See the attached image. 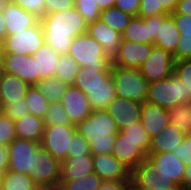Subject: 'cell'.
<instances>
[{"label":"cell","instance_id":"3957f363","mask_svg":"<svg viewBox=\"0 0 191 190\" xmlns=\"http://www.w3.org/2000/svg\"><path fill=\"white\" fill-rule=\"evenodd\" d=\"M147 102L165 109L189 103L184 82L174 73L169 77L148 84Z\"/></svg>","mask_w":191,"mask_h":190},{"label":"cell","instance_id":"8d00e7d4","mask_svg":"<svg viewBox=\"0 0 191 190\" xmlns=\"http://www.w3.org/2000/svg\"><path fill=\"white\" fill-rule=\"evenodd\" d=\"M102 182L96 173H92L78 179L59 181L58 186L63 190H97Z\"/></svg>","mask_w":191,"mask_h":190},{"label":"cell","instance_id":"8fae6325","mask_svg":"<svg viewBox=\"0 0 191 190\" xmlns=\"http://www.w3.org/2000/svg\"><path fill=\"white\" fill-rule=\"evenodd\" d=\"M0 72L16 75L30 86L38 83L36 61L33 55L1 53Z\"/></svg>","mask_w":191,"mask_h":190},{"label":"cell","instance_id":"484cf974","mask_svg":"<svg viewBox=\"0 0 191 190\" xmlns=\"http://www.w3.org/2000/svg\"><path fill=\"white\" fill-rule=\"evenodd\" d=\"M179 30L180 38L173 53L175 61L191 57V15L170 14Z\"/></svg>","mask_w":191,"mask_h":190},{"label":"cell","instance_id":"ee69618b","mask_svg":"<svg viewBox=\"0 0 191 190\" xmlns=\"http://www.w3.org/2000/svg\"><path fill=\"white\" fill-rule=\"evenodd\" d=\"M81 155H92L90 152V143L76 131L71 139V151L67 152V157H77Z\"/></svg>","mask_w":191,"mask_h":190},{"label":"cell","instance_id":"4fadbf2b","mask_svg":"<svg viewBox=\"0 0 191 190\" xmlns=\"http://www.w3.org/2000/svg\"><path fill=\"white\" fill-rule=\"evenodd\" d=\"M40 143L15 138L8 147V170L28 175L31 170L32 153L37 150Z\"/></svg>","mask_w":191,"mask_h":190},{"label":"cell","instance_id":"ab89813d","mask_svg":"<svg viewBox=\"0 0 191 190\" xmlns=\"http://www.w3.org/2000/svg\"><path fill=\"white\" fill-rule=\"evenodd\" d=\"M96 2L97 0L75 1V8L83 16L88 24L100 20L101 10Z\"/></svg>","mask_w":191,"mask_h":190},{"label":"cell","instance_id":"f546056e","mask_svg":"<svg viewBox=\"0 0 191 190\" xmlns=\"http://www.w3.org/2000/svg\"><path fill=\"white\" fill-rule=\"evenodd\" d=\"M85 94L90 101L93 111L105 110L116 97L115 83L112 76L102 85L88 88Z\"/></svg>","mask_w":191,"mask_h":190},{"label":"cell","instance_id":"681fc988","mask_svg":"<svg viewBox=\"0 0 191 190\" xmlns=\"http://www.w3.org/2000/svg\"><path fill=\"white\" fill-rule=\"evenodd\" d=\"M45 14L66 11L67 9L75 7L76 0H44Z\"/></svg>","mask_w":191,"mask_h":190},{"label":"cell","instance_id":"e7e4bbea","mask_svg":"<svg viewBox=\"0 0 191 190\" xmlns=\"http://www.w3.org/2000/svg\"><path fill=\"white\" fill-rule=\"evenodd\" d=\"M46 190H63V189L60 188L59 186H57V187H53V188H48Z\"/></svg>","mask_w":191,"mask_h":190},{"label":"cell","instance_id":"4dcf8cb0","mask_svg":"<svg viewBox=\"0 0 191 190\" xmlns=\"http://www.w3.org/2000/svg\"><path fill=\"white\" fill-rule=\"evenodd\" d=\"M121 36L122 40L153 44L154 41L150 37L149 17L133 16Z\"/></svg>","mask_w":191,"mask_h":190},{"label":"cell","instance_id":"7402d4cb","mask_svg":"<svg viewBox=\"0 0 191 190\" xmlns=\"http://www.w3.org/2000/svg\"><path fill=\"white\" fill-rule=\"evenodd\" d=\"M6 24L7 35H13L17 32L26 30L35 26L40 19L34 14L25 11L20 6L10 2L3 11Z\"/></svg>","mask_w":191,"mask_h":190},{"label":"cell","instance_id":"bcb514c9","mask_svg":"<svg viewBox=\"0 0 191 190\" xmlns=\"http://www.w3.org/2000/svg\"><path fill=\"white\" fill-rule=\"evenodd\" d=\"M11 2L20 6L25 11L34 14L39 19L45 15L44 0H11Z\"/></svg>","mask_w":191,"mask_h":190},{"label":"cell","instance_id":"003e7915","mask_svg":"<svg viewBox=\"0 0 191 190\" xmlns=\"http://www.w3.org/2000/svg\"><path fill=\"white\" fill-rule=\"evenodd\" d=\"M0 61H1V45H0Z\"/></svg>","mask_w":191,"mask_h":190},{"label":"cell","instance_id":"44dd1931","mask_svg":"<svg viewBox=\"0 0 191 190\" xmlns=\"http://www.w3.org/2000/svg\"><path fill=\"white\" fill-rule=\"evenodd\" d=\"M30 85L16 75L0 72V111L11 103L20 102Z\"/></svg>","mask_w":191,"mask_h":190},{"label":"cell","instance_id":"be15d7a7","mask_svg":"<svg viewBox=\"0 0 191 190\" xmlns=\"http://www.w3.org/2000/svg\"><path fill=\"white\" fill-rule=\"evenodd\" d=\"M187 121L190 122V124H189V133L188 134H191V111L189 113V117L187 118Z\"/></svg>","mask_w":191,"mask_h":190},{"label":"cell","instance_id":"c3c4849f","mask_svg":"<svg viewBox=\"0 0 191 190\" xmlns=\"http://www.w3.org/2000/svg\"><path fill=\"white\" fill-rule=\"evenodd\" d=\"M127 138L134 141H151L147 131L143 128L141 122L133 123L131 126H127L122 130Z\"/></svg>","mask_w":191,"mask_h":190},{"label":"cell","instance_id":"d590c367","mask_svg":"<svg viewBox=\"0 0 191 190\" xmlns=\"http://www.w3.org/2000/svg\"><path fill=\"white\" fill-rule=\"evenodd\" d=\"M25 101L28 105L30 114H33L34 116L41 119L44 118L50 103L35 85H32L28 88Z\"/></svg>","mask_w":191,"mask_h":190},{"label":"cell","instance_id":"8992f818","mask_svg":"<svg viewBox=\"0 0 191 190\" xmlns=\"http://www.w3.org/2000/svg\"><path fill=\"white\" fill-rule=\"evenodd\" d=\"M60 170L61 162L41 145L32 153L31 170L28 175L41 190L59 185Z\"/></svg>","mask_w":191,"mask_h":190},{"label":"cell","instance_id":"03108f58","mask_svg":"<svg viewBox=\"0 0 191 190\" xmlns=\"http://www.w3.org/2000/svg\"><path fill=\"white\" fill-rule=\"evenodd\" d=\"M0 190H2V187H1V176H0Z\"/></svg>","mask_w":191,"mask_h":190},{"label":"cell","instance_id":"4316f807","mask_svg":"<svg viewBox=\"0 0 191 190\" xmlns=\"http://www.w3.org/2000/svg\"><path fill=\"white\" fill-rule=\"evenodd\" d=\"M14 126L17 138L41 142L45 130L43 119L29 113L15 121Z\"/></svg>","mask_w":191,"mask_h":190},{"label":"cell","instance_id":"1f68e13d","mask_svg":"<svg viewBox=\"0 0 191 190\" xmlns=\"http://www.w3.org/2000/svg\"><path fill=\"white\" fill-rule=\"evenodd\" d=\"M2 190H41L29 175L7 170L1 176Z\"/></svg>","mask_w":191,"mask_h":190},{"label":"cell","instance_id":"74e56055","mask_svg":"<svg viewBox=\"0 0 191 190\" xmlns=\"http://www.w3.org/2000/svg\"><path fill=\"white\" fill-rule=\"evenodd\" d=\"M43 121L45 126L72 124L61 101L49 104Z\"/></svg>","mask_w":191,"mask_h":190},{"label":"cell","instance_id":"d6986e66","mask_svg":"<svg viewBox=\"0 0 191 190\" xmlns=\"http://www.w3.org/2000/svg\"><path fill=\"white\" fill-rule=\"evenodd\" d=\"M87 33L103 47L104 54L112 61L121 44V34L101 20L88 24Z\"/></svg>","mask_w":191,"mask_h":190},{"label":"cell","instance_id":"52a82bcc","mask_svg":"<svg viewBox=\"0 0 191 190\" xmlns=\"http://www.w3.org/2000/svg\"><path fill=\"white\" fill-rule=\"evenodd\" d=\"M45 44L44 30L41 21L35 26L7 35L1 44V53H15L21 55H33Z\"/></svg>","mask_w":191,"mask_h":190},{"label":"cell","instance_id":"6125c7cd","mask_svg":"<svg viewBox=\"0 0 191 190\" xmlns=\"http://www.w3.org/2000/svg\"><path fill=\"white\" fill-rule=\"evenodd\" d=\"M162 190H185L182 186H172L169 189H162Z\"/></svg>","mask_w":191,"mask_h":190},{"label":"cell","instance_id":"5b68a950","mask_svg":"<svg viewBox=\"0 0 191 190\" xmlns=\"http://www.w3.org/2000/svg\"><path fill=\"white\" fill-rule=\"evenodd\" d=\"M68 54L80 67L111 68L103 47L87 32L73 38Z\"/></svg>","mask_w":191,"mask_h":190},{"label":"cell","instance_id":"9c48e42d","mask_svg":"<svg viewBox=\"0 0 191 190\" xmlns=\"http://www.w3.org/2000/svg\"><path fill=\"white\" fill-rule=\"evenodd\" d=\"M151 141H134L123 131L116 134L112 154L133 171L144 159L148 158Z\"/></svg>","mask_w":191,"mask_h":190},{"label":"cell","instance_id":"30bf717a","mask_svg":"<svg viewBox=\"0 0 191 190\" xmlns=\"http://www.w3.org/2000/svg\"><path fill=\"white\" fill-rule=\"evenodd\" d=\"M175 59L172 53L153 46L149 58L138 68L148 83L163 80L174 73Z\"/></svg>","mask_w":191,"mask_h":190},{"label":"cell","instance_id":"5bb4252c","mask_svg":"<svg viewBox=\"0 0 191 190\" xmlns=\"http://www.w3.org/2000/svg\"><path fill=\"white\" fill-rule=\"evenodd\" d=\"M153 44L122 40L113 65L125 68H139L151 55Z\"/></svg>","mask_w":191,"mask_h":190},{"label":"cell","instance_id":"9f6ffc18","mask_svg":"<svg viewBox=\"0 0 191 190\" xmlns=\"http://www.w3.org/2000/svg\"><path fill=\"white\" fill-rule=\"evenodd\" d=\"M179 0H159L164 9L169 13H173Z\"/></svg>","mask_w":191,"mask_h":190},{"label":"cell","instance_id":"d4e9b609","mask_svg":"<svg viewBox=\"0 0 191 190\" xmlns=\"http://www.w3.org/2000/svg\"><path fill=\"white\" fill-rule=\"evenodd\" d=\"M185 136L186 133L169 124L160 134L151 138L149 154L175 152Z\"/></svg>","mask_w":191,"mask_h":190},{"label":"cell","instance_id":"a7ac6f4b","mask_svg":"<svg viewBox=\"0 0 191 190\" xmlns=\"http://www.w3.org/2000/svg\"><path fill=\"white\" fill-rule=\"evenodd\" d=\"M128 190H135L132 186Z\"/></svg>","mask_w":191,"mask_h":190},{"label":"cell","instance_id":"f35d334b","mask_svg":"<svg viewBox=\"0 0 191 190\" xmlns=\"http://www.w3.org/2000/svg\"><path fill=\"white\" fill-rule=\"evenodd\" d=\"M191 111V104L187 103L181 106H175L167 109L170 124H173L184 133H189V124L187 121Z\"/></svg>","mask_w":191,"mask_h":190},{"label":"cell","instance_id":"603a6c76","mask_svg":"<svg viewBox=\"0 0 191 190\" xmlns=\"http://www.w3.org/2000/svg\"><path fill=\"white\" fill-rule=\"evenodd\" d=\"M180 36L179 30L170 14L159 15V29L153 45L173 54Z\"/></svg>","mask_w":191,"mask_h":190},{"label":"cell","instance_id":"60d3db41","mask_svg":"<svg viewBox=\"0 0 191 190\" xmlns=\"http://www.w3.org/2000/svg\"><path fill=\"white\" fill-rule=\"evenodd\" d=\"M174 74L184 82L186 92L189 94V104H191V60L181 59L175 61Z\"/></svg>","mask_w":191,"mask_h":190},{"label":"cell","instance_id":"f1b7e54d","mask_svg":"<svg viewBox=\"0 0 191 190\" xmlns=\"http://www.w3.org/2000/svg\"><path fill=\"white\" fill-rule=\"evenodd\" d=\"M111 77V68L80 67L73 85L84 93L88 88L102 85Z\"/></svg>","mask_w":191,"mask_h":190},{"label":"cell","instance_id":"e575fe53","mask_svg":"<svg viewBox=\"0 0 191 190\" xmlns=\"http://www.w3.org/2000/svg\"><path fill=\"white\" fill-rule=\"evenodd\" d=\"M80 66L69 54H61L56 65L54 77L62 82L73 85Z\"/></svg>","mask_w":191,"mask_h":190},{"label":"cell","instance_id":"f5cc1de1","mask_svg":"<svg viewBox=\"0 0 191 190\" xmlns=\"http://www.w3.org/2000/svg\"><path fill=\"white\" fill-rule=\"evenodd\" d=\"M8 147L0 145V176L8 170Z\"/></svg>","mask_w":191,"mask_h":190},{"label":"cell","instance_id":"db71d44e","mask_svg":"<svg viewBox=\"0 0 191 190\" xmlns=\"http://www.w3.org/2000/svg\"><path fill=\"white\" fill-rule=\"evenodd\" d=\"M171 14L191 15V0H179Z\"/></svg>","mask_w":191,"mask_h":190},{"label":"cell","instance_id":"94428289","mask_svg":"<svg viewBox=\"0 0 191 190\" xmlns=\"http://www.w3.org/2000/svg\"><path fill=\"white\" fill-rule=\"evenodd\" d=\"M10 2L11 0H0V11L3 12Z\"/></svg>","mask_w":191,"mask_h":190},{"label":"cell","instance_id":"83f0119b","mask_svg":"<svg viewBox=\"0 0 191 190\" xmlns=\"http://www.w3.org/2000/svg\"><path fill=\"white\" fill-rule=\"evenodd\" d=\"M36 61L38 82L43 79L54 77L56 65L60 54L55 52L48 44L41 46L34 54Z\"/></svg>","mask_w":191,"mask_h":190},{"label":"cell","instance_id":"680465c9","mask_svg":"<svg viewBox=\"0 0 191 190\" xmlns=\"http://www.w3.org/2000/svg\"><path fill=\"white\" fill-rule=\"evenodd\" d=\"M7 36L6 24L4 21L3 12L0 11V45L4 42Z\"/></svg>","mask_w":191,"mask_h":190},{"label":"cell","instance_id":"7bdbcfd3","mask_svg":"<svg viewBox=\"0 0 191 190\" xmlns=\"http://www.w3.org/2000/svg\"><path fill=\"white\" fill-rule=\"evenodd\" d=\"M161 14H169L159 0H141L138 16L148 18Z\"/></svg>","mask_w":191,"mask_h":190},{"label":"cell","instance_id":"f907efd6","mask_svg":"<svg viewBox=\"0 0 191 190\" xmlns=\"http://www.w3.org/2000/svg\"><path fill=\"white\" fill-rule=\"evenodd\" d=\"M141 0H115V7L132 16H138Z\"/></svg>","mask_w":191,"mask_h":190},{"label":"cell","instance_id":"cb8c5ba5","mask_svg":"<svg viewBox=\"0 0 191 190\" xmlns=\"http://www.w3.org/2000/svg\"><path fill=\"white\" fill-rule=\"evenodd\" d=\"M93 155L67 157L61 162L60 180L67 181L94 173Z\"/></svg>","mask_w":191,"mask_h":190},{"label":"cell","instance_id":"ffe728a7","mask_svg":"<svg viewBox=\"0 0 191 190\" xmlns=\"http://www.w3.org/2000/svg\"><path fill=\"white\" fill-rule=\"evenodd\" d=\"M140 122L150 138H153L170 124V119L167 109L145 101L141 106Z\"/></svg>","mask_w":191,"mask_h":190},{"label":"cell","instance_id":"277c9868","mask_svg":"<svg viewBox=\"0 0 191 190\" xmlns=\"http://www.w3.org/2000/svg\"><path fill=\"white\" fill-rule=\"evenodd\" d=\"M111 76L117 97L144 103L148 96V82L138 68H125L111 64Z\"/></svg>","mask_w":191,"mask_h":190},{"label":"cell","instance_id":"7dc6e473","mask_svg":"<svg viewBox=\"0 0 191 190\" xmlns=\"http://www.w3.org/2000/svg\"><path fill=\"white\" fill-rule=\"evenodd\" d=\"M187 166L191 165V134H186L175 152H171Z\"/></svg>","mask_w":191,"mask_h":190},{"label":"cell","instance_id":"e0dca14e","mask_svg":"<svg viewBox=\"0 0 191 190\" xmlns=\"http://www.w3.org/2000/svg\"><path fill=\"white\" fill-rule=\"evenodd\" d=\"M142 103L115 97L105 109L113 118L119 131L140 122Z\"/></svg>","mask_w":191,"mask_h":190},{"label":"cell","instance_id":"2e32d148","mask_svg":"<svg viewBox=\"0 0 191 190\" xmlns=\"http://www.w3.org/2000/svg\"><path fill=\"white\" fill-rule=\"evenodd\" d=\"M171 186H182L186 165L171 152L149 154L147 158Z\"/></svg>","mask_w":191,"mask_h":190},{"label":"cell","instance_id":"b9f144b4","mask_svg":"<svg viewBox=\"0 0 191 190\" xmlns=\"http://www.w3.org/2000/svg\"><path fill=\"white\" fill-rule=\"evenodd\" d=\"M15 138L14 121L0 111V145L8 146Z\"/></svg>","mask_w":191,"mask_h":190},{"label":"cell","instance_id":"ac0fdd59","mask_svg":"<svg viewBox=\"0 0 191 190\" xmlns=\"http://www.w3.org/2000/svg\"><path fill=\"white\" fill-rule=\"evenodd\" d=\"M94 173L102 180H131L132 171L113 154L93 155Z\"/></svg>","mask_w":191,"mask_h":190},{"label":"cell","instance_id":"7a4b0ae2","mask_svg":"<svg viewBox=\"0 0 191 190\" xmlns=\"http://www.w3.org/2000/svg\"><path fill=\"white\" fill-rule=\"evenodd\" d=\"M77 131L90 143L92 155L112 154L119 132L114 118L106 110H95L77 126Z\"/></svg>","mask_w":191,"mask_h":190},{"label":"cell","instance_id":"816d5d0a","mask_svg":"<svg viewBox=\"0 0 191 190\" xmlns=\"http://www.w3.org/2000/svg\"><path fill=\"white\" fill-rule=\"evenodd\" d=\"M131 186V180H103L100 188L97 190H128Z\"/></svg>","mask_w":191,"mask_h":190},{"label":"cell","instance_id":"6f0895ef","mask_svg":"<svg viewBox=\"0 0 191 190\" xmlns=\"http://www.w3.org/2000/svg\"><path fill=\"white\" fill-rule=\"evenodd\" d=\"M182 187L187 190L191 187V165L186 167Z\"/></svg>","mask_w":191,"mask_h":190},{"label":"cell","instance_id":"9a60e30c","mask_svg":"<svg viewBox=\"0 0 191 190\" xmlns=\"http://www.w3.org/2000/svg\"><path fill=\"white\" fill-rule=\"evenodd\" d=\"M61 103L71 123L75 126L93 112L86 94L74 85H68L66 92L62 96Z\"/></svg>","mask_w":191,"mask_h":190},{"label":"cell","instance_id":"d6a6232c","mask_svg":"<svg viewBox=\"0 0 191 190\" xmlns=\"http://www.w3.org/2000/svg\"><path fill=\"white\" fill-rule=\"evenodd\" d=\"M35 86L49 103H53L61 101L63 94L66 92L68 84L62 82L56 77H51L40 80Z\"/></svg>","mask_w":191,"mask_h":190},{"label":"cell","instance_id":"11a10c76","mask_svg":"<svg viewBox=\"0 0 191 190\" xmlns=\"http://www.w3.org/2000/svg\"><path fill=\"white\" fill-rule=\"evenodd\" d=\"M159 29V15L149 17V30H150V37L154 41L158 34Z\"/></svg>","mask_w":191,"mask_h":190},{"label":"cell","instance_id":"ba28073f","mask_svg":"<svg viewBox=\"0 0 191 190\" xmlns=\"http://www.w3.org/2000/svg\"><path fill=\"white\" fill-rule=\"evenodd\" d=\"M76 131L77 127L73 124L45 126L40 145L62 162L71 151V139Z\"/></svg>","mask_w":191,"mask_h":190},{"label":"cell","instance_id":"f6af8a7d","mask_svg":"<svg viewBox=\"0 0 191 190\" xmlns=\"http://www.w3.org/2000/svg\"><path fill=\"white\" fill-rule=\"evenodd\" d=\"M1 112L15 122L29 114V108L24 98L20 102L7 104Z\"/></svg>","mask_w":191,"mask_h":190},{"label":"cell","instance_id":"91938a15","mask_svg":"<svg viewBox=\"0 0 191 190\" xmlns=\"http://www.w3.org/2000/svg\"><path fill=\"white\" fill-rule=\"evenodd\" d=\"M100 10H106L115 5V0H97L96 2Z\"/></svg>","mask_w":191,"mask_h":190},{"label":"cell","instance_id":"7c38bea8","mask_svg":"<svg viewBox=\"0 0 191 190\" xmlns=\"http://www.w3.org/2000/svg\"><path fill=\"white\" fill-rule=\"evenodd\" d=\"M166 181L167 179L161 174L159 169H156L147 158L131 174V183L135 190H162L171 188L172 186Z\"/></svg>","mask_w":191,"mask_h":190},{"label":"cell","instance_id":"836d02e7","mask_svg":"<svg viewBox=\"0 0 191 190\" xmlns=\"http://www.w3.org/2000/svg\"><path fill=\"white\" fill-rule=\"evenodd\" d=\"M132 17V15L113 6L101 11L100 20L110 28L122 34Z\"/></svg>","mask_w":191,"mask_h":190},{"label":"cell","instance_id":"6da1fadb","mask_svg":"<svg viewBox=\"0 0 191 190\" xmlns=\"http://www.w3.org/2000/svg\"><path fill=\"white\" fill-rule=\"evenodd\" d=\"M45 43L61 54H68L73 38L87 32L88 23L73 7L45 14L41 19Z\"/></svg>","mask_w":191,"mask_h":190}]
</instances>
